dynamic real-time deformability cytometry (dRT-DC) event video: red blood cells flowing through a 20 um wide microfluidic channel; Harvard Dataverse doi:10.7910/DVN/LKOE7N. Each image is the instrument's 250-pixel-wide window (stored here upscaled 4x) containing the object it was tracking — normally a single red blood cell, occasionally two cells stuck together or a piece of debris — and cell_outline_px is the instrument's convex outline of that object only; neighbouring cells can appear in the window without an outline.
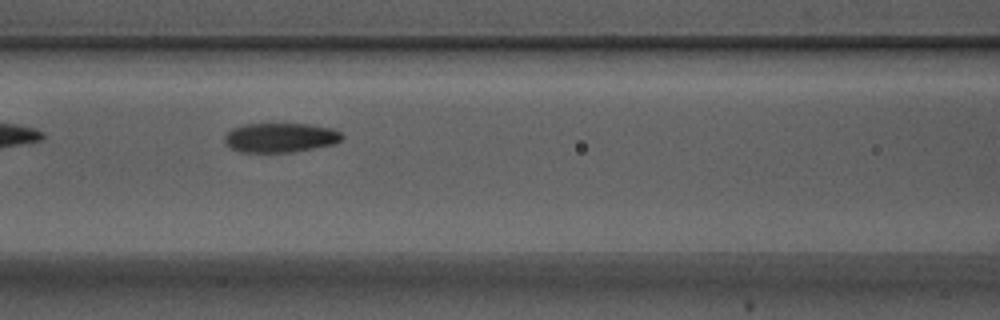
{"species": "Egyptian fruit bat (a non-hibernating species)", "species_latin": "Rousettus aegyptiacus", "temperature_condition": "warm", "stored_images_in_passage": 7, "camera_frame_rate_fps": 3000, "um_per_image_px": 0.085, "animal": {"sex": "male"}, "frame": {"image": 1, "passage_image": 4, "time_ms": 1.0, "image_size_px": [1000, 320], "cell_outline_px": [[344, 136], [336, 144], [292, 152], [240, 152], [232, 148], [224, 140], [224, 136], [232, 128], [244, 124], [308, 124], [332, 128], [340, 132]], "centroid_in_image_um": [23.85, 11.69], "position_along_channel_um": 142.8, "area_um2": 20.11}}
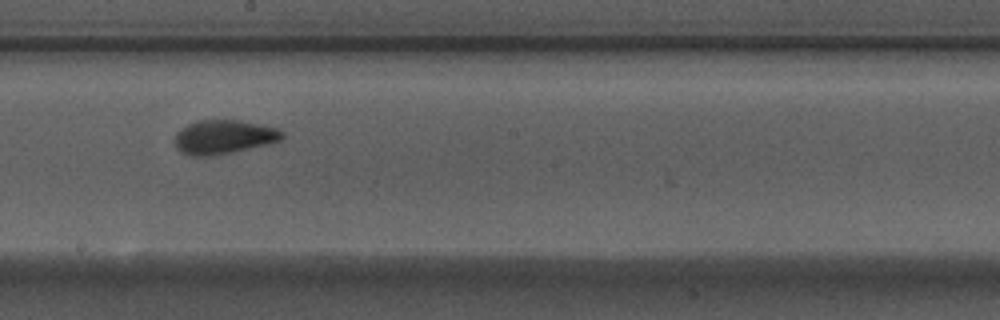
{"frame": {"image": 2, "passage_image": 6, "time_ms": 1.667, "image_size_px": [1000, 320], "cell_outline_px": [[284, 136], [280, 140], [232, 152], [212, 156], [188, 156], [180, 152], [176, 148], [172, 140], [176, 132], [188, 124], [196, 120], [240, 120], [276, 128], [284, 132]], "centroid_in_image_um": [18.93, 11.64], "position_along_channel_um": 229.3, "area_um2": 21.33}}
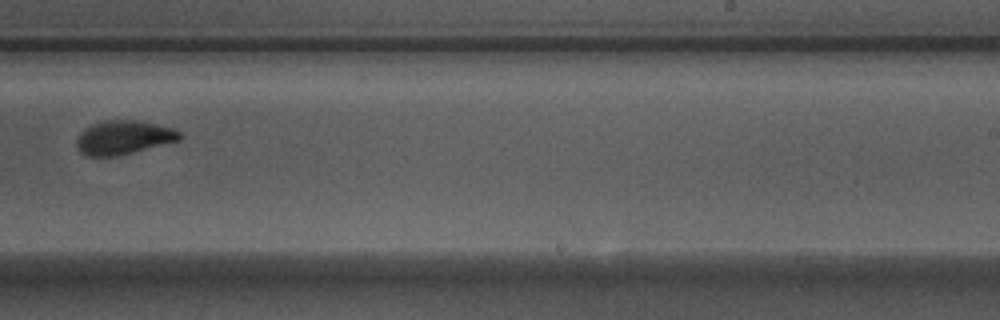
{"frame": {"image": 3, "passage_image": 7, "time_ms": 2.0, "image_size_px": [1000, 320], "cell_outline_px": [[184, 136], [180, 140], [116, 156], [88, 156], [80, 152], [76, 144], [76, 140], [80, 132], [84, 128], [92, 124], [104, 120], [140, 120], [172, 128], [180, 132]], "centroid_in_image_um": [10.49, 11.67], "position_along_channel_um": 278.5, "area_um2": 20.35}}